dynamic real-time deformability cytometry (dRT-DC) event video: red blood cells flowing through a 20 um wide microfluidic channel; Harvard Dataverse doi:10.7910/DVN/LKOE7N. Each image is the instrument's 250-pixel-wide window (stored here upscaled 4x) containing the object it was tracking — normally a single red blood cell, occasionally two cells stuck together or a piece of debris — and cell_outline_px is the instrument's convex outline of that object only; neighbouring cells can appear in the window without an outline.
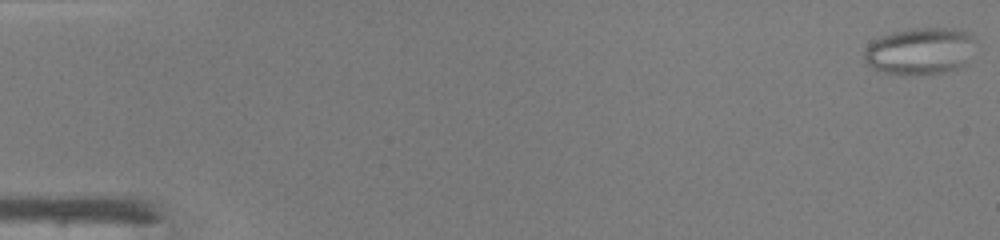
{"species": "common noctule bat (a hibernating species)", "species_latin": "Nyctalus noctula", "temperature_condition": "warm", "stored_images_in_passage": 48, "camera_frame_rate_fps": 3000, "um_per_image_px": 0.085, "animal": {"sex": "male", "body_mass_g": 19.0, "forearm_length_mm": 50.8}, "frame": {"image": 1, "passage_image": 1, "time_ms": 0.0, "image_size_px": [1000, 240], "cell_outline_px": [[976, 40], [964, 64], [956, 68], [944, 72], [912, 76], [884, 72], [872, 68], [864, 60], [864, 52], [868, 44], [872, 40], [880, 36], [892, 32], [908, 28], [944, 28], [964, 32], [972, 36]], "centroid_in_image_um": [78.13, 4.35], "position_along_channel_um": 6.9, "area_um2": 30.35}}
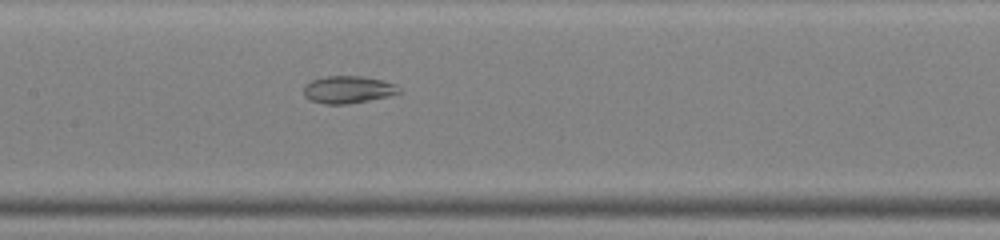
{"frame": {"image": 2, "passage_image": 24, "time_ms": 7.667, "image_size_px": [1000, 240], "cell_outline_px": [[400, 92], [388, 96], [348, 104], [324, 104], [312, 100], [304, 96], [304, 84], [312, 80], [324, 76], [364, 76], [384, 80], [396, 84], [400, 88]], "centroid_in_image_um": [29.58, 7.6], "position_along_channel_um": 177.8, "area_um2": 15.26}}
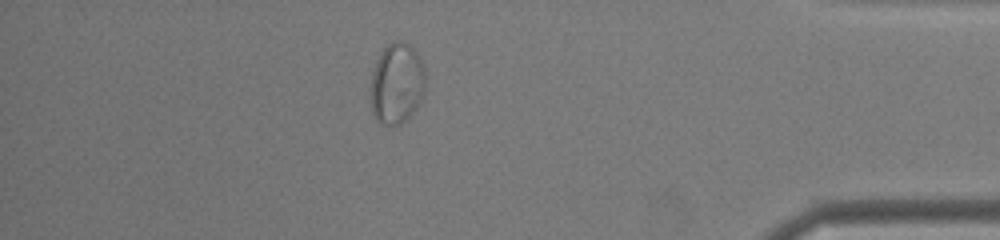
{"frame": {"image": 3, "passage_image": 42, "time_ms": 13.667, "image_size_px": [1000, 240], "cell_outline_px": [[424, 92], [420, 100], [412, 112], [400, 124], [380, 124], [376, 120], [372, 112], [372, 72], [376, 60], [380, 52], [388, 44], [396, 40], [408, 44], [420, 56], [424, 68]], "centroid_in_image_um": [33.72, 7.07], "position_along_channel_um": 401.5, "area_um2": 25.43}}